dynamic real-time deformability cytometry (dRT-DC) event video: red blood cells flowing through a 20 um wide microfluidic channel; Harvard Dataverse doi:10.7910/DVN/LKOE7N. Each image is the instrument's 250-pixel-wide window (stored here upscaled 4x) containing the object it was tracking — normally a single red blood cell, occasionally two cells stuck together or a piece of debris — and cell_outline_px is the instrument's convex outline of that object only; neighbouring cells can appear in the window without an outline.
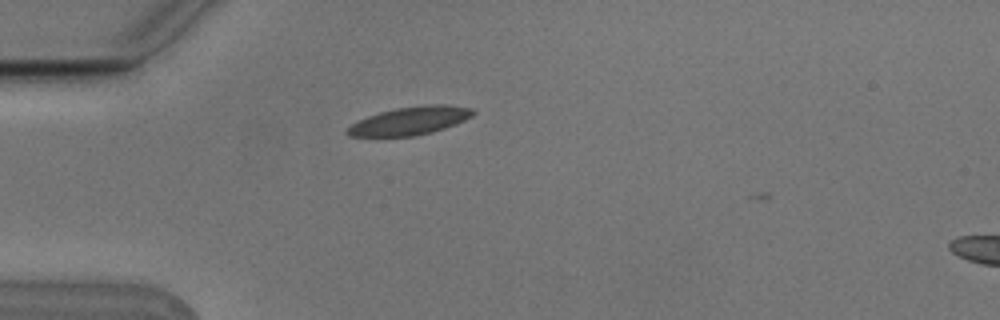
{"species": "Egyptian fruit bat (a non-hibernating species)", "species_latin": "Rousettus aegyptiacus", "temperature_condition": "cold", "stored_images_in_passage": 2, "camera_frame_rate_fps": 3000, "um_per_image_px": 0.085, "animal": {"sex": "male"}, "frame": {"image": 1, "passage_image": 2, "time_ms": 0.333, "image_size_px": [1000, 320], "cell_outline_px": [[476, 112], [472, 116], [464, 120], [444, 128], [432, 132], [412, 136], [348, 136], [344, 132], [352, 124], [368, 116], [380, 112], [396, 108], [428, 104], [448, 104], [472, 108]], "centroid_in_image_um": [34.87, 10.26], "position_along_channel_um": 50.1, "area_um2": 20.46}}